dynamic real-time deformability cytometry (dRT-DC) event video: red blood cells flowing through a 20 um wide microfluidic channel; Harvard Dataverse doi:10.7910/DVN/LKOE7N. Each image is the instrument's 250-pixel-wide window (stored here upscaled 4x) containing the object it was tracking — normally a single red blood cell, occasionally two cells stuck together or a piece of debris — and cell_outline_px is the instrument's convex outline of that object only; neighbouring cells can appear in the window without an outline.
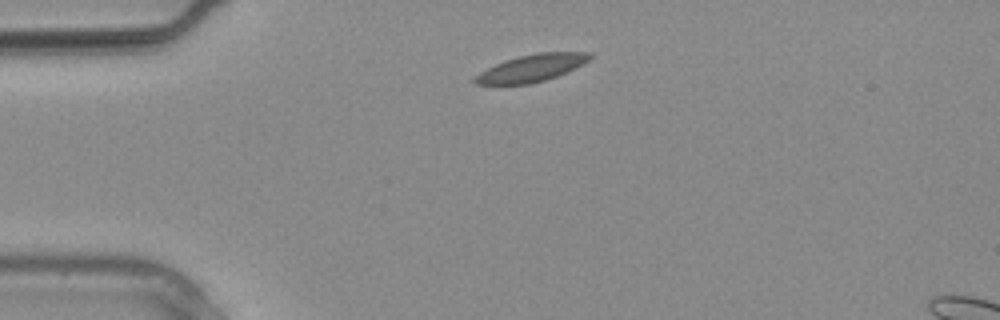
{"species": "common noctule bat (a hibernating species)", "species_latin": "Nyctalus noctula", "temperature_condition": "warm", "stored_images_in_passage": 1, "camera_frame_rate_fps": 3000, "um_per_image_px": 0.085, "animal": {"sex": "male", "body_mass_g": 20.4}, "frame": {"image": 1, "passage_image": 1, "time_ms": 0.0, "image_size_px": [1000, 320], "cell_outline_px": [[592, 56], [584, 64], [568, 72], [544, 80], [528, 84], [476, 84], [472, 80], [480, 72], [504, 60], [536, 52], [592, 52]], "centroid_in_image_um": [45.22, 5.77], "position_along_channel_um": 39.8, "area_um2": 18.09}}